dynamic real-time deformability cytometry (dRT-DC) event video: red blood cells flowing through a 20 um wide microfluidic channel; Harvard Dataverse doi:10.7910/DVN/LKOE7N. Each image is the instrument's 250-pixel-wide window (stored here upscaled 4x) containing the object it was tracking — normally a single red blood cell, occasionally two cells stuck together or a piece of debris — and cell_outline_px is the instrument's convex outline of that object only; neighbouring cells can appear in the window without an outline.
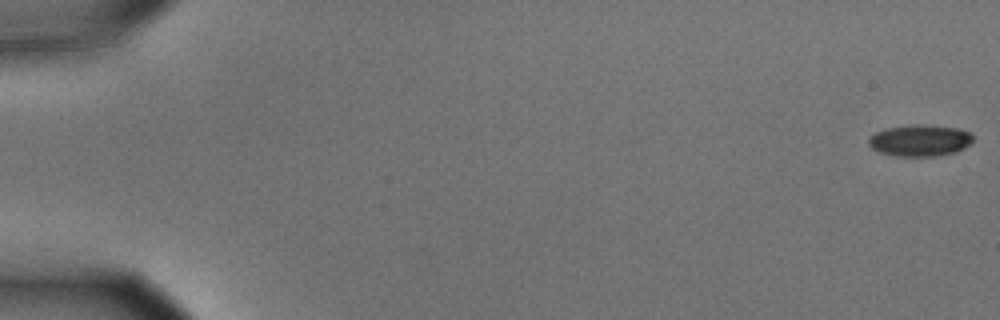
{"species": "common noctule bat (a hibernating species)", "species_latin": "Nyctalus noctula", "temperature_condition": "cold", "stored_images_in_passage": 58, "camera_frame_rate_fps": 3000, "um_per_image_px": 0.085, "animal": {"sex": "male", "body_mass_g": 15.6}, "frame": {"image": 1, "passage_image": 1, "time_ms": 0.0, "image_size_px": [1000, 320], "cell_outline_px": [[972, 140], [964, 148], [956, 152], [932, 156], [896, 156], [880, 152], [872, 148], [868, 144], [868, 136], [884, 128], [912, 124], [920, 124], [956, 128], [972, 132]], "centroid_in_image_um": [78.15, 11.93], "position_along_channel_um": 6.8, "area_um2": 19.25}}
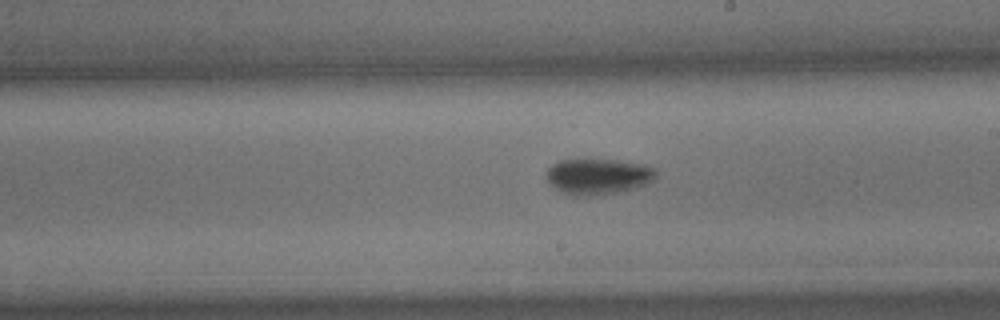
{"frame": {"image": 2, "passage_image": 34, "time_ms": 11.0, "image_size_px": [1000, 320], "cell_outline_px": [[656, 176], [652, 180], [636, 188], [620, 192], [600, 196], [572, 196], [560, 192], [548, 180], [544, 172], [552, 164], [560, 160], [588, 156], [644, 164], [656, 168]], "centroid_in_image_um": [50.8, 14.96], "position_along_channel_um": 238.2, "area_um2": 23.93}}
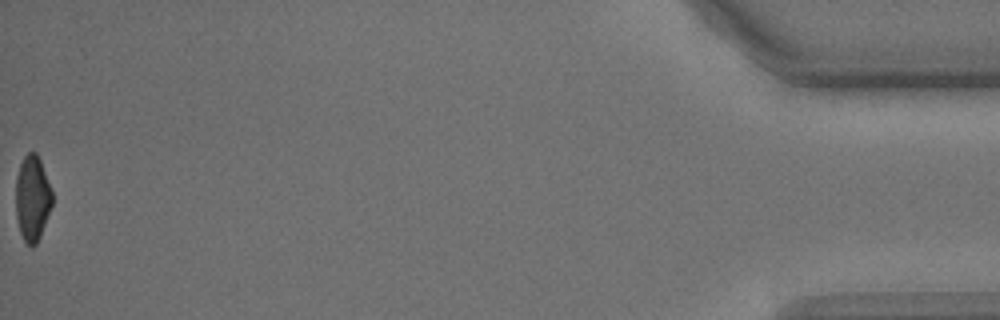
{"frame": {"image": 3, "passage_image": 58, "time_ms": 19.0, "image_size_px": [1000, 320], "cell_outline_px": [[52, 204], [40, 236], [36, 244], [32, 248], [24, 240], [20, 232], [16, 216], [16, 176], [20, 164], [24, 156], [28, 152], [36, 152], [40, 160], [52, 188]], "centroid_in_image_um": [2.75, 16.83], "position_along_channel_um": 432.4, "area_um2": 18.15}, "authors_computed_cell_mechanics": {"area_um2": 20.7502, "velocity_mm_per_s": 3.5624, "shape_relaxation_time_tau1_ms": 4.8553, "shape_relaxation_time_tau2_ms": null, "deformation_change_tau1": 0.146, "deformation_change_tau2": null}}